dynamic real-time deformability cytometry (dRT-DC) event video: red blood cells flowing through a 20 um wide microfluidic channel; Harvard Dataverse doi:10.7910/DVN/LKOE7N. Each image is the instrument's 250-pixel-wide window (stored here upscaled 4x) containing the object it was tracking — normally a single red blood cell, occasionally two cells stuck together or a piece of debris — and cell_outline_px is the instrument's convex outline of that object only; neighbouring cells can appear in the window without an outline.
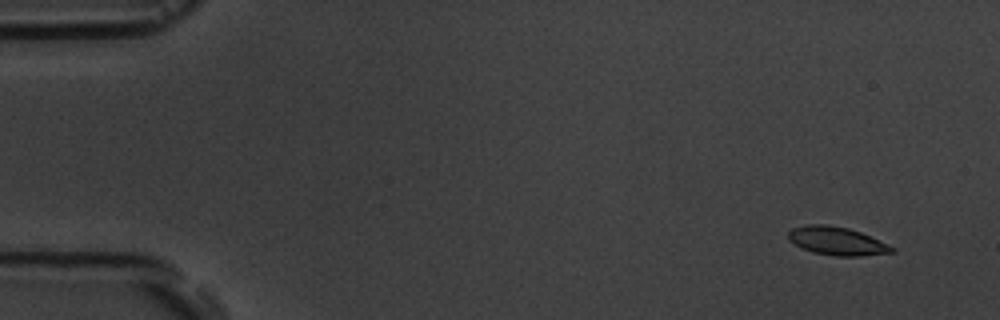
{"species": "common noctule bat (a hibernating species)", "species_latin": "Nyctalus noctula", "temperature_condition": "room temperature", "stored_images_in_passage": 15, "camera_frame_rate_fps": 3000, "um_per_image_px": 0.085, "animal": {"sex": "male", "body_mass_g": 19.5, "forearm_length_mm": 54.6}, "frame": {"image": 1, "passage_image": 1, "time_ms": 0.0, "image_size_px": [1000, 320], "cell_outline_px": [[896, 252], [860, 256], [836, 256], [812, 252], [800, 248], [788, 240], [788, 232], [792, 228], [808, 224], [824, 224], [848, 228], [860, 232], [888, 244], [896, 248]], "centroid_in_image_um": [71.12, 20.49], "position_along_channel_um": 13.9, "area_um2": 17.17}}
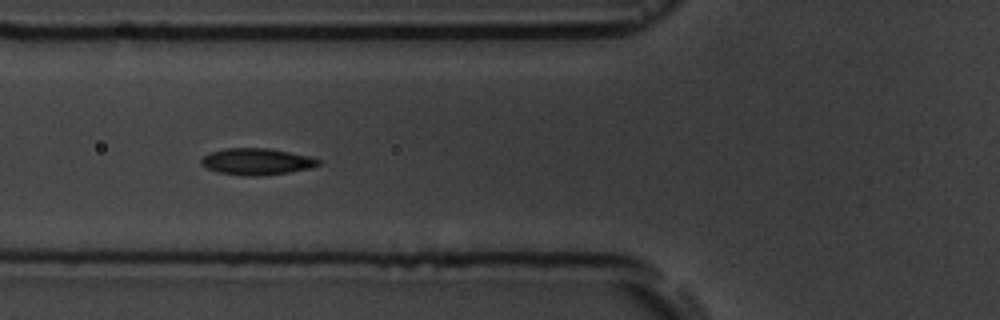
{"frame": {"image": 2, "passage_image": 6, "time_ms": 5.667, "image_size_px": [1000, 320], "cell_outline_px": [[320, 164], [312, 168], [288, 172], [256, 176], [248, 176], [216, 172], [200, 164], [200, 160], [208, 152], [224, 148], [268, 148], [308, 156], [320, 160]], "centroid_in_image_um": [21.78, 13.73], "position_along_channel_um": 104.0, "area_um2": 18.09}}
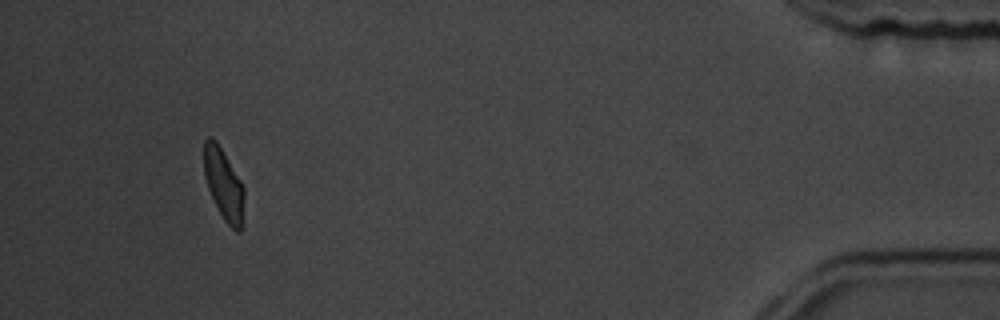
{"frame": {"image": 3, "passage_image": 15, "time_ms": 16.0, "image_size_px": [1000, 320], "cell_outline_px": [[244, 200], [240, 232], [236, 232], [224, 220], [208, 188], [204, 176], [204, 140], [208, 136], [212, 136], [216, 140], [240, 180], [244, 188]], "centroid_in_image_um": [19.0, 15.63], "position_along_channel_um": 416.2, "area_um2": 16.42}, "authors_computed_cell_mechanics": {"area_um2": 17.629, "velocity_mm_per_s": 3.6936, "shape_relaxation_time_tau1_ms": 6.0395, "shape_relaxation_time_tau2_ms": 4.0126, "deformation_change_tau1": 0.1585, "deformation_change_tau2": 0.0592}}